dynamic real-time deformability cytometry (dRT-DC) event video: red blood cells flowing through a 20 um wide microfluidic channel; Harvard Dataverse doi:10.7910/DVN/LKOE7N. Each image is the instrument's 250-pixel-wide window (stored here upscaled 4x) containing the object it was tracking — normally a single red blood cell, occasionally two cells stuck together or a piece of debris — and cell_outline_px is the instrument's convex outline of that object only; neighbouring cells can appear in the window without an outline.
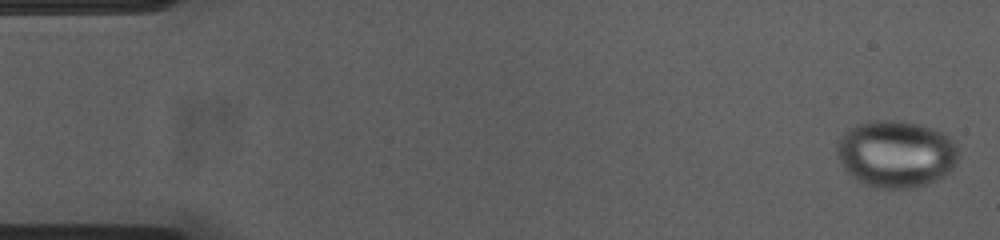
{"species": "common noctule bat (a hibernating species)", "species_latin": "Nyctalus noctula", "temperature_condition": "cold", "stored_images_in_passage": 54, "camera_frame_rate_fps": 3000, "um_per_image_px": 0.085, "animal": {"sex": "female", "body_mass_g": 23.0, "forearm_length_mm": 53.4}, "frame": {"image": 1, "passage_image": 2, "time_ms": 0.333, "image_size_px": [1000, 240], "cell_outline_px": [[960, 156], [956, 164], [948, 172], [936, 180], [928, 184], [916, 188], [876, 188], [864, 184], [856, 180], [844, 168], [836, 152], [836, 144], [844, 132], [848, 128], [856, 124], [868, 120], [900, 120], [920, 124], [932, 128], [948, 136], [956, 144], [960, 152]], "centroid_in_image_um": [76.16, 13.07], "position_along_channel_um": 8.8, "area_um2": 48.03}}
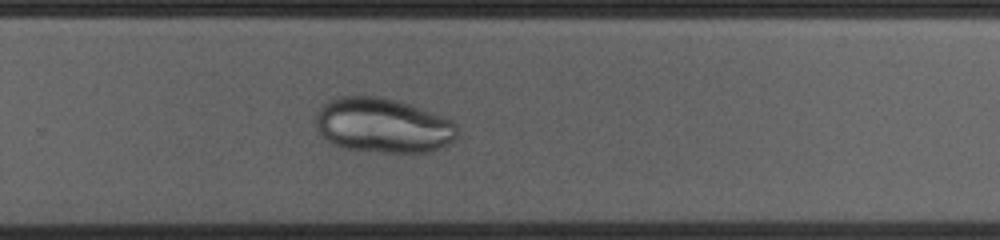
{"frame": {"image": 2, "passage_image": 36, "time_ms": 11.667, "image_size_px": [1000, 240], "cell_outline_px": [[456, 136], [448, 144], [428, 152], [384, 152], [340, 148], [332, 144], [320, 136], [316, 124], [316, 112], [328, 100], [336, 96], [384, 96], [412, 104], [444, 116], [452, 120], [456, 124]], "centroid_in_image_um": [32.52, 10.64], "position_along_channel_um": 297.3, "area_um2": 45.66}}
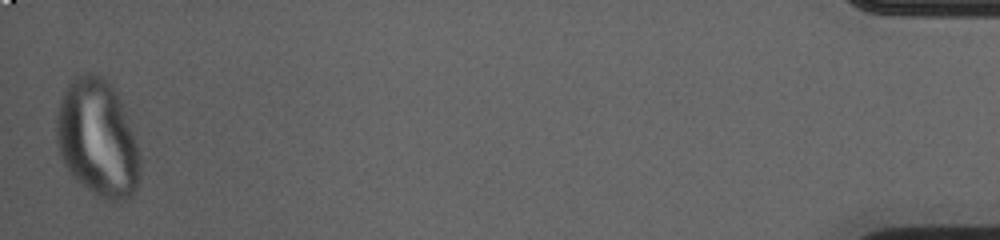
{"frame": {"image": 3, "passage_image": 54, "time_ms": 17.667, "image_size_px": [1000, 240], "cell_outline_px": [[140, 172], [136, 188], [120, 204], [104, 200], [72, 176], [68, 172], [60, 156], [56, 140], [56, 116], [60, 100], [68, 84], [76, 76], [84, 72], [96, 72], [104, 76], [108, 80], [116, 92], [120, 100], [136, 140], [140, 152]], "centroid_in_image_um": [8.29, 11.75], "position_along_channel_um": 426.9, "area_um2": 57.51}}